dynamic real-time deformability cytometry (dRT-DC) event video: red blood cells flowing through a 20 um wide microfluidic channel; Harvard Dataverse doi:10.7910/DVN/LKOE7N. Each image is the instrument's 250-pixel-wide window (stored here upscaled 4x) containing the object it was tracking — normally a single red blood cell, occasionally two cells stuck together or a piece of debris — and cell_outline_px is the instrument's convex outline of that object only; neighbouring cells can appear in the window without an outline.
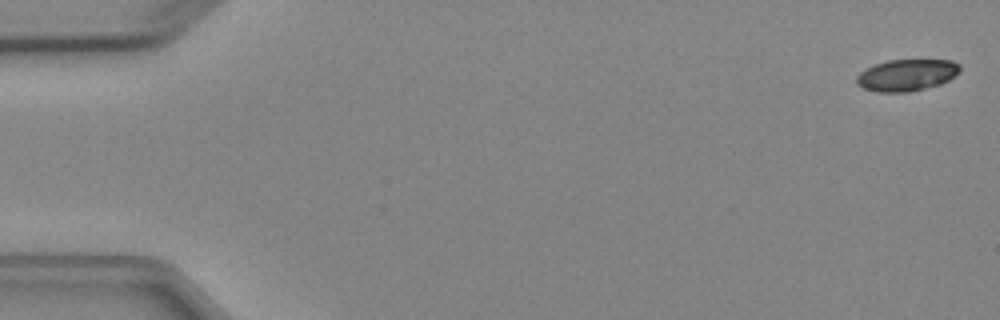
{"species": "Egyptian fruit bat (a non-hibernating species)", "species_latin": "Rousettus aegyptiacus", "temperature_condition": "cold", "stored_images_in_passage": 5, "camera_frame_rate_fps": 3000, "um_per_image_px": 0.085, "animal": {"sex": "female"}, "frame": {"image": 1, "passage_image": 1, "time_ms": 0.0, "image_size_px": [1000, 320], "cell_outline_px": [[960, 72], [948, 80], [940, 84], [908, 92], [876, 92], [864, 88], [856, 84], [856, 76], [860, 72], [876, 64], [888, 60], [952, 60], [960, 64]], "centroid_in_image_um": [77.07, 6.38], "position_along_channel_um": 7.9, "area_um2": 19.02}}
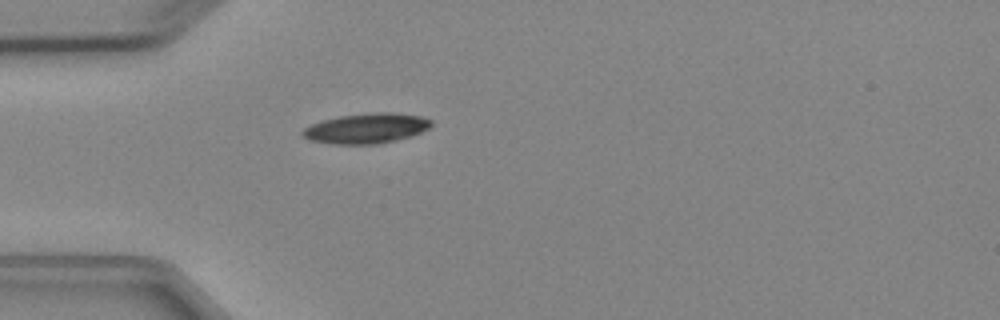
{"frame": {"image": 2, "passage_image": 5, "time_ms": 4.667, "image_size_px": [1000, 320], "cell_outline_px": [[432, 124], [428, 128], [412, 136], [396, 140], [376, 144], [336, 144], [308, 140], [300, 132], [304, 128], [312, 124], [324, 120], [340, 116], [372, 112], [392, 112], [420, 116], [432, 120]], "centroid_in_image_um": [31.15, 10.91], "position_along_channel_um": 53.9, "area_um2": 22.48}}